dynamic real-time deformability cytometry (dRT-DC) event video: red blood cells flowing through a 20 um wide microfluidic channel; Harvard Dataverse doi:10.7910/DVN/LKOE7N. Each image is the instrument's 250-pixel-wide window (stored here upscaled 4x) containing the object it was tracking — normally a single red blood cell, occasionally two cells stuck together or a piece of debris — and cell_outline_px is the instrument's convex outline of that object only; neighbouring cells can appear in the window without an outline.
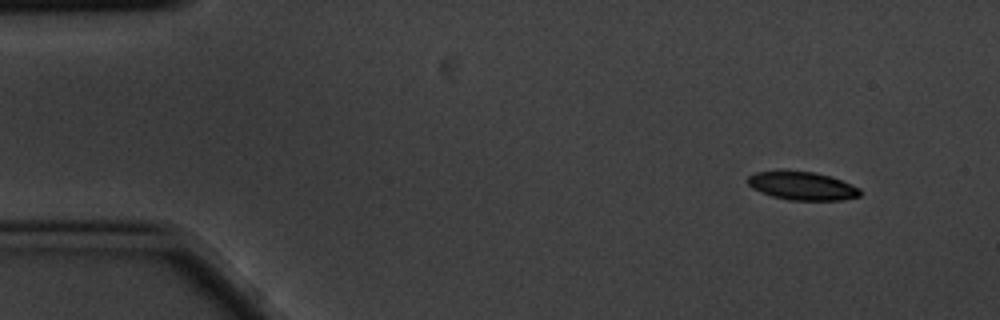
{"species": "common noctule bat (a hibernating species)", "species_latin": "Nyctalus noctula", "temperature_condition": "cold", "stored_images_in_passage": 4, "camera_frame_rate_fps": 3000, "um_per_image_px": 0.085, "animal": {"sex": "male", "body_mass_g": 20.1, "forearm_length_mm": 53.5}, "frame": {"image": 1, "passage_image": 1, "time_ms": 0.0, "image_size_px": [1000, 320], "cell_outline_px": [[860, 196], [840, 200], [788, 200], [772, 196], [760, 192], [752, 188], [748, 184], [748, 176], [756, 172], [816, 172], [840, 180], [860, 188]], "centroid_in_image_um": [68.18, 15.82], "position_along_channel_um": 16.8, "area_um2": 18.09}}
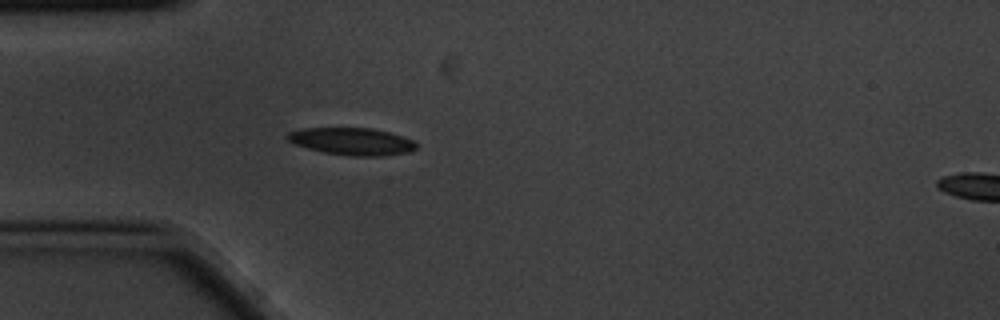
{"frame": {"image": 2, "passage_image": 4, "time_ms": 1.0, "image_size_px": [1000, 320], "cell_outline_px": [[416, 148], [412, 152], [384, 156], [352, 156], [324, 152], [308, 148], [296, 144], [288, 140], [284, 136], [288, 132], [304, 128], [372, 128], [388, 132], [412, 140], [416, 144]], "centroid_in_image_um": [29.91, 12.02], "position_along_channel_um": 55.1, "area_um2": 20.4}}